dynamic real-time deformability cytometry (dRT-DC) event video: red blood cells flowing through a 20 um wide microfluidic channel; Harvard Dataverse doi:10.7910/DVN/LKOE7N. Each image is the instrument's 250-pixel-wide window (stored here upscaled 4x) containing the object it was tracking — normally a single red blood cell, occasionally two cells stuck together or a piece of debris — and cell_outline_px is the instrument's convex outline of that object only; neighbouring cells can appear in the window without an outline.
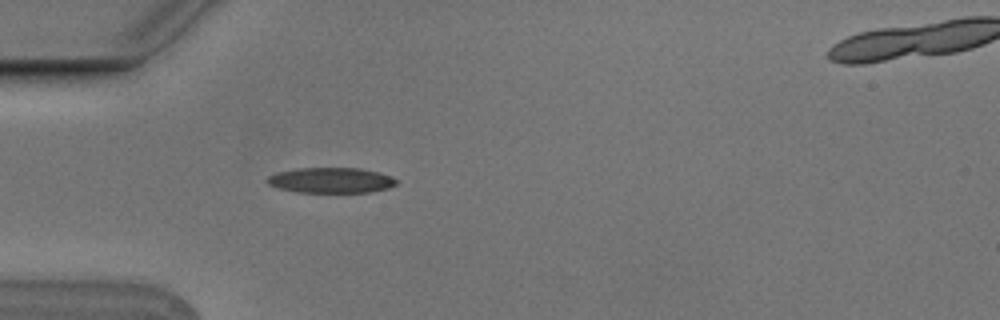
{"species": "Egyptian fruit bat (a non-hibernating species)", "species_latin": "Rousettus aegyptiacus", "temperature_condition": "cold", "stored_images_in_passage": 3, "camera_frame_rate_fps": 3000, "um_per_image_px": 0.085, "animal": {"sex": "male"}, "frame": {"image": 1, "passage_image": 2, "time_ms": 0.333, "image_size_px": [1000, 320], "cell_outline_px": [[396, 184], [388, 188], [368, 192], [296, 192], [280, 188], [268, 184], [264, 180], [268, 176], [276, 172], [296, 168], [360, 168], [380, 172], [396, 180]], "centroid_in_image_um": [28.08, 15.31], "position_along_channel_um": 56.9, "area_um2": 19.07}}